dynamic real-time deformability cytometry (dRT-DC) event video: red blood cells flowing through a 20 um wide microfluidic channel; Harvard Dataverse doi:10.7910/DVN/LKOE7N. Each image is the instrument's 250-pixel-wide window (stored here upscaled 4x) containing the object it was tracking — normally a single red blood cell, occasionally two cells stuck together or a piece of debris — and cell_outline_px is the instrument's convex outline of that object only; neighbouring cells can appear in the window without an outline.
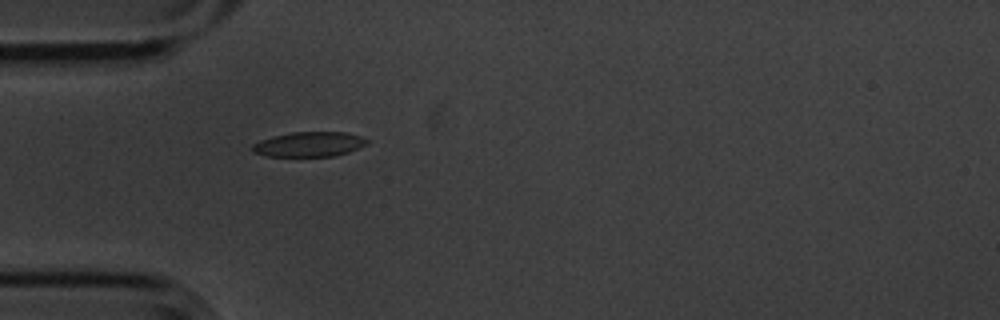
{"species": "common noctule bat (a hibernating species)", "species_latin": "Nyctalus noctula", "temperature_condition": "cold", "stored_images_in_passage": 4, "camera_frame_rate_fps": 3000, "um_per_image_px": 0.085, "animal": {"sex": "male", "body_mass_g": 20.1, "forearm_length_mm": 53.5}, "frame": {"image": 1, "passage_image": 4, "time_ms": 1.0, "image_size_px": [1000, 320], "cell_outline_px": [[368, 144], [348, 152], [332, 156], [264, 156], [252, 152], [252, 144], [260, 140], [272, 136], [292, 132], [344, 132], [360, 136], [368, 140]], "centroid_in_image_um": [26.24, 12.26], "position_along_channel_um": 58.8, "area_um2": 16.59}}